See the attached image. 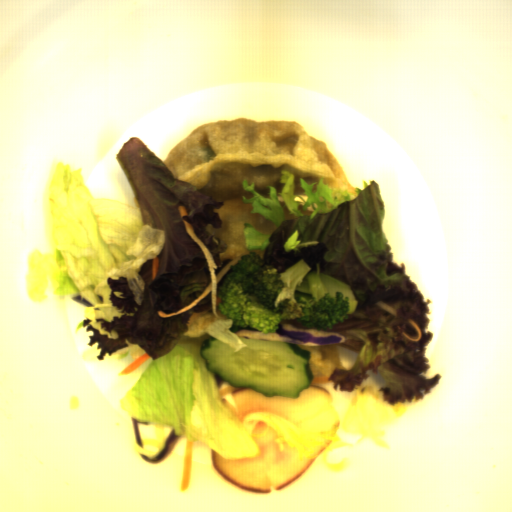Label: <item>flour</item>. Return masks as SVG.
<instances>
[{"label":"flour","instance_id":"flour-1","mask_svg":"<svg viewBox=\"0 0 512 512\" xmlns=\"http://www.w3.org/2000/svg\"><path fill=\"white\" fill-rule=\"evenodd\" d=\"M173 178L195 185L198 192L223 202L213 209L222 219L221 228L205 227L206 232L220 238L226 251L219 261L255 252L263 258L265 250H248L244 224L249 223L260 234L271 235L276 224L253 211V194L243 190L254 183V192L269 198L268 188L276 190L277 200L287 218L294 217L287 208L281 191V169L294 175V195L307 201L301 179L307 185L318 183L332 190L346 189L356 198L355 185L325 141L306 134L297 121H214L201 124L176 143L162 161ZM270 199V198H269Z\"/></svg>","mask_w":512,"mask_h":512}]
</instances>
